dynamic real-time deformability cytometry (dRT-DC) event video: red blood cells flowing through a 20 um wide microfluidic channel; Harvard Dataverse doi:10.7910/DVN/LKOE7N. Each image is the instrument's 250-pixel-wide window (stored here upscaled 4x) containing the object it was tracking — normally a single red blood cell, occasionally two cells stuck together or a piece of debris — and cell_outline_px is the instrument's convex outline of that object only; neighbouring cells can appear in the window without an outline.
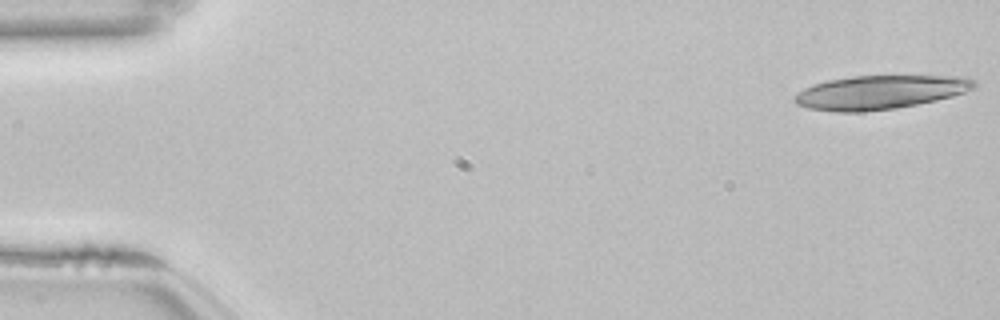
{"species": "common noctule bat (a hibernating species)", "species_latin": "Nyctalus noctula", "temperature_condition": "room temperature", "stored_images_in_passage": 18, "camera_frame_rate_fps": 3000, "um_per_image_px": 0.085, "animal": {"sex": "female", "body_mass_g": 22.7, "forearm_length_mm": 54.2}, "frame": {"image": 1, "passage_image": 1, "time_ms": 0.0, "image_size_px": [1000, 320], "cell_outline_px": [[976, 88], [952, 96], [936, 100], [896, 108], [864, 112], [836, 112], [808, 108], [796, 104], [792, 100], [792, 96], [804, 88], [812, 84], [828, 80], [852, 76], [968, 76], [976, 80]], "centroid_in_image_um": [74.79, 7.84], "position_along_channel_um": 10.2, "area_um2": 35.66}}